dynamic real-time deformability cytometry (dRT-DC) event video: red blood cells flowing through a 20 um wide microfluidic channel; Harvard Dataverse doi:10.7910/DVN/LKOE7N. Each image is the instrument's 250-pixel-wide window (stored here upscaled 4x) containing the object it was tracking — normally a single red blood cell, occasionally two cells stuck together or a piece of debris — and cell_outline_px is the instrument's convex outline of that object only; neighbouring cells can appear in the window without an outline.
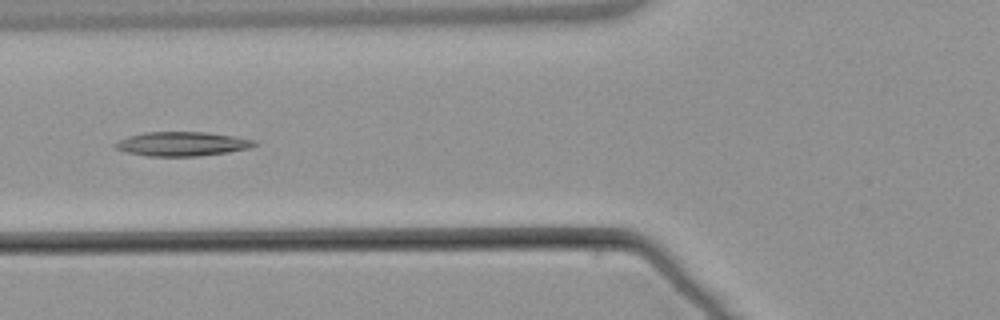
{"species": "common noctule bat (a hibernating species)", "species_latin": "Nyctalus noctula", "temperature_condition": "warm", "stored_images_in_passage": 3, "camera_frame_rate_fps": 3000, "um_per_image_px": 0.085, "animal": {"sex": "male", "body_mass_g": 21.5, "forearm_length_mm": 52.0}, "frame": {"image": 1, "passage_image": 3, "time_ms": 2.333, "image_size_px": [1000, 320], "cell_outline_px": [[260, 144], [248, 148], [228, 152], [196, 156], [148, 156], [128, 152], [116, 148], [112, 144], [128, 136], [144, 132], [208, 132], [236, 136], [256, 140]], "centroid_in_image_um": [15.52, 12.22], "position_along_channel_um": 110.3, "area_um2": 19.65}}